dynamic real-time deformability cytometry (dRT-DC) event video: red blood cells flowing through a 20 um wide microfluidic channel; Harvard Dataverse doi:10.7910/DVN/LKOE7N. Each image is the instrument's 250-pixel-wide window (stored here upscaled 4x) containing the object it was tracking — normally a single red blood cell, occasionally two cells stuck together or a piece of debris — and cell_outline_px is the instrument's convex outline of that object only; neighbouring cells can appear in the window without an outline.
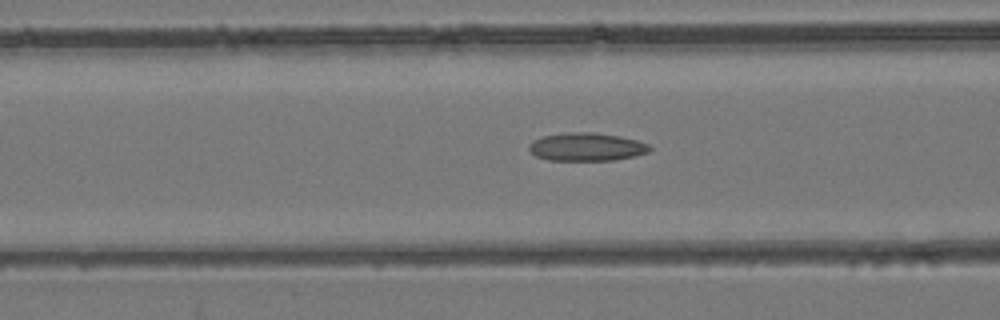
{"species": "common noctule bat (a hibernating species)", "species_latin": "Nyctalus noctula", "temperature_condition": "room temperature", "stored_images_in_passage": 35, "camera_frame_rate_fps": 3000, "um_per_image_px": 0.085, "animal": {"sex": "female", "body_mass_g": 24.6, "forearm_length_mm": 56.2}, "frame": {"image": 1, "passage_image": 7, "time_ms": 2.0, "image_size_px": [1000, 320], "cell_outline_px": [[652, 148], [648, 152], [636, 156], [612, 160], [548, 160], [536, 156], [528, 148], [528, 144], [532, 140], [544, 136], [564, 132], [596, 132], [620, 136], [636, 140], [648, 144]], "centroid_in_image_um": [49.85, 12.47], "position_along_channel_um": 116.8, "area_um2": 19.88}}
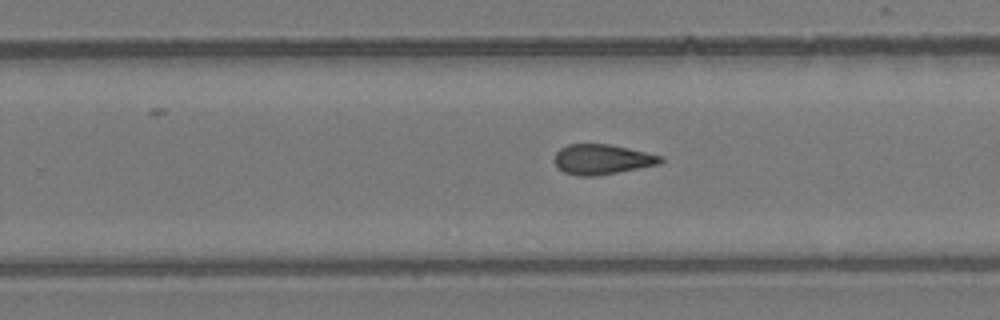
{"frame": {"image": 2, "passage_image": 18, "time_ms": 5.667, "image_size_px": [1000, 320], "cell_outline_px": [[664, 160], [660, 164], [596, 176], [580, 176], [564, 172], [552, 160], [556, 152], [560, 148], [568, 144], [608, 144], [628, 148], [664, 156]], "centroid_in_image_um": [51.18, 13.54], "position_along_channel_um": 278.6, "area_um2": 18.61}}
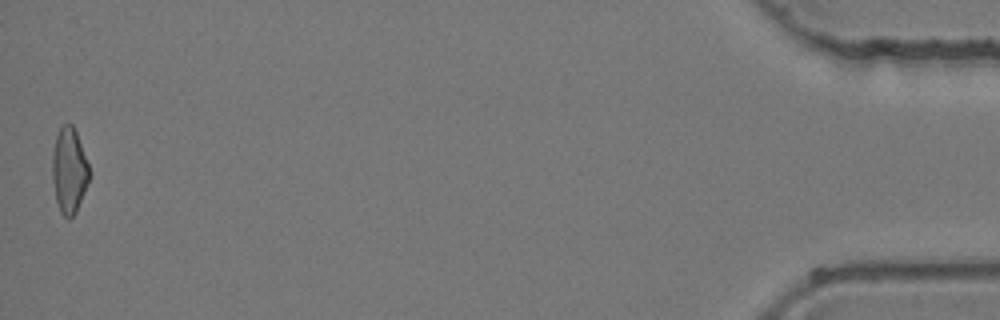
{"frame": {"image": 3, "passage_image": 35, "time_ms": 11.333, "image_size_px": [1000, 320], "cell_outline_px": [[88, 180], [84, 192], [76, 212], [68, 220], [60, 212], [56, 200], [52, 180], [52, 156], [56, 136], [60, 124], [72, 124], [76, 132], [88, 164]], "centroid_in_image_um": [5.84, 14.49], "position_along_channel_um": 429.4, "area_um2": 18.21}}